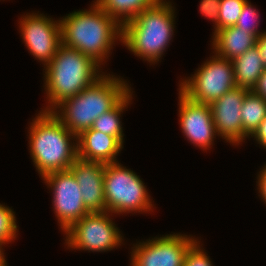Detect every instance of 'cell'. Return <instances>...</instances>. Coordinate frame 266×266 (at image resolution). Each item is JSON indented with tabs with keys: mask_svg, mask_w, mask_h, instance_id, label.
I'll return each instance as SVG.
<instances>
[{
	"mask_svg": "<svg viewBox=\"0 0 266 266\" xmlns=\"http://www.w3.org/2000/svg\"><path fill=\"white\" fill-rule=\"evenodd\" d=\"M60 23L62 44L90 56L100 65L110 56L114 42L122 39V26L95 2L88 10L62 17Z\"/></svg>",
	"mask_w": 266,
	"mask_h": 266,
	"instance_id": "obj_1",
	"label": "cell"
},
{
	"mask_svg": "<svg viewBox=\"0 0 266 266\" xmlns=\"http://www.w3.org/2000/svg\"><path fill=\"white\" fill-rule=\"evenodd\" d=\"M90 56L64 44L58 48L53 59L44 67V89L48 106L43 112H51L65 99L74 97L94 84L105 73Z\"/></svg>",
	"mask_w": 266,
	"mask_h": 266,
	"instance_id": "obj_2",
	"label": "cell"
},
{
	"mask_svg": "<svg viewBox=\"0 0 266 266\" xmlns=\"http://www.w3.org/2000/svg\"><path fill=\"white\" fill-rule=\"evenodd\" d=\"M130 90L121 77L104 74L74 97L62 101L51 113L78 136L90 129L98 117L111 110Z\"/></svg>",
	"mask_w": 266,
	"mask_h": 266,
	"instance_id": "obj_3",
	"label": "cell"
},
{
	"mask_svg": "<svg viewBox=\"0 0 266 266\" xmlns=\"http://www.w3.org/2000/svg\"><path fill=\"white\" fill-rule=\"evenodd\" d=\"M28 131L30 156L41 177L68 170L78 158L77 136L53 113L40 111Z\"/></svg>",
	"mask_w": 266,
	"mask_h": 266,
	"instance_id": "obj_4",
	"label": "cell"
},
{
	"mask_svg": "<svg viewBox=\"0 0 266 266\" xmlns=\"http://www.w3.org/2000/svg\"><path fill=\"white\" fill-rule=\"evenodd\" d=\"M174 13L170 1L160 0L122 26L121 43L140 59L159 62L174 35Z\"/></svg>",
	"mask_w": 266,
	"mask_h": 266,
	"instance_id": "obj_5",
	"label": "cell"
},
{
	"mask_svg": "<svg viewBox=\"0 0 266 266\" xmlns=\"http://www.w3.org/2000/svg\"><path fill=\"white\" fill-rule=\"evenodd\" d=\"M142 179L119 162L104 167L106 211L114 214L153 212L152 200Z\"/></svg>",
	"mask_w": 266,
	"mask_h": 266,
	"instance_id": "obj_6",
	"label": "cell"
},
{
	"mask_svg": "<svg viewBox=\"0 0 266 266\" xmlns=\"http://www.w3.org/2000/svg\"><path fill=\"white\" fill-rule=\"evenodd\" d=\"M210 58L193 76L183 79L178 89L190 100L208 105L236 87L232 60L215 53Z\"/></svg>",
	"mask_w": 266,
	"mask_h": 266,
	"instance_id": "obj_7",
	"label": "cell"
},
{
	"mask_svg": "<svg viewBox=\"0 0 266 266\" xmlns=\"http://www.w3.org/2000/svg\"><path fill=\"white\" fill-rule=\"evenodd\" d=\"M110 212H91L74 223L64 233L66 246L92 252L118 248L123 242L120 229L110 218Z\"/></svg>",
	"mask_w": 266,
	"mask_h": 266,
	"instance_id": "obj_8",
	"label": "cell"
},
{
	"mask_svg": "<svg viewBox=\"0 0 266 266\" xmlns=\"http://www.w3.org/2000/svg\"><path fill=\"white\" fill-rule=\"evenodd\" d=\"M191 235L167 234L132 247L131 266H183L188 249L198 240Z\"/></svg>",
	"mask_w": 266,
	"mask_h": 266,
	"instance_id": "obj_9",
	"label": "cell"
},
{
	"mask_svg": "<svg viewBox=\"0 0 266 266\" xmlns=\"http://www.w3.org/2000/svg\"><path fill=\"white\" fill-rule=\"evenodd\" d=\"M19 23L25 46L45 67L62 44L60 19L56 21L37 12L23 15Z\"/></svg>",
	"mask_w": 266,
	"mask_h": 266,
	"instance_id": "obj_10",
	"label": "cell"
},
{
	"mask_svg": "<svg viewBox=\"0 0 266 266\" xmlns=\"http://www.w3.org/2000/svg\"><path fill=\"white\" fill-rule=\"evenodd\" d=\"M42 179L53 191V209L63 232L90 213L83 203L81 189L69 169L46 174Z\"/></svg>",
	"mask_w": 266,
	"mask_h": 266,
	"instance_id": "obj_11",
	"label": "cell"
},
{
	"mask_svg": "<svg viewBox=\"0 0 266 266\" xmlns=\"http://www.w3.org/2000/svg\"><path fill=\"white\" fill-rule=\"evenodd\" d=\"M179 122L187 140L199 148L207 150L214 144L216 127L210 105L197 103L179 91Z\"/></svg>",
	"mask_w": 266,
	"mask_h": 266,
	"instance_id": "obj_12",
	"label": "cell"
},
{
	"mask_svg": "<svg viewBox=\"0 0 266 266\" xmlns=\"http://www.w3.org/2000/svg\"><path fill=\"white\" fill-rule=\"evenodd\" d=\"M248 92L235 87L210 104L217 136L235 146L242 142L241 106Z\"/></svg>",
	"mask_w": 266,
	"mask_h": 266,
	"instance_id": "obj_13",
	"label": "cell"
},
{
	"mask_svg": "<svg viewBox=\"0 0 266 266\" xmlns=\"http://www.w3.org/2000/svg\"><path fill=\"white\" fill-rule=\"evenodd\" d=\"M104 167V163L85 161L80 158H77L69 167L81 189L83 203L90 213L106 211Z\"/></svg>",
	"mask_w": 266,
	"mask_h": 266,
	"instance_id": "obj_14",
	"label": "cell"
},
{
	"mask_svg": "<svg viewBox=\"0 0 266 266\" xmlns=\"http://www.w3.org/2000/svg\"><path fill=\"white\" fill-rule=\"evenodd\" d=\"M122 149L123 144L116 137L92 128L77 136V156L85 161L104 164L118 162L116 156Z\"/></svg>",
	"mask_w": 266,
	"mask_h": 266,
	"instance_id": "obj_15",
	"label": "cell"
},
{
	"mask_svg": "<svg viewBox=\"0 0 266 266\" xmlns=\"http://www.w3.org/2000/svg\"><path fill=\"white\" fill-rule=\"evenodd\" d=\"M212 37L213 53L228 60L244 54L257 42L254 34L246 33L244 29H238L236 26L214 31Z\"/></svg>",
	"mask_w": 266,
	"mask_h": 266,
	"instance_id": "obj_16",
	"label": "cell"
},
{
	"mask_svg": "<svg viewBox=\"0 0 266 266\" xmlns=\"http://www.w3.org/2000/svg\"><path fill=\"white\" fill-rule=\"evenodd\" d=\"M236 87L252 91L265 66L257 45L232 60Z\"/></svg>",
	"mask_w": 266,
	"mask_h": 266,
	"instance_id": "obj_17",
	"label": "cell"
},
{
	"mask_svg": "<svg viewBox=\"0 0 266 266\" xmlns=\"http://www.w3.org/2000/svg\"><path fill=\"white\" fill-rule=\"evenodd\" d=\"M160 0H95L102 10L123 26L143 10L156 5Z\"/></svg>",
	"mask_w": 266,
	"mask_h": 266,
	"instance_id": "obj_18",
	"label": "cell"
},
{
	"mask_svg": "<svg viewBox=\"0 0 266 266\" xmlns=\"http://www.w3.org/2000/svg\"><path fill=\"white\" fill-rule=\"evenodd\" d=\"M242 142L249 138L266 117V101L249 91L241 106Z\"/></svg>",
	"mask_w": 266,
	"mask_h": 266,
	"instance_id": "obj_19",
	"label": "cell"
},
{
	"mask_svg": "<svg viewBox=\"0 0 266 266\" xmlns=\"http://www.w3.org/2000/svg\"><path fill=\"white\" fill-rule=\"evenodd\" d=\"M130 90L111 110L103 113L98 117L92 129L100 131L104 134L116 137L122 144L124 142V134L121 120V113L131 104L133 91Z\"/></svg>",
	"mask_w": 266,
	"mask_h": 266,
	"instance_id": "obj_20",
	"label": "cell"
},
{
	"mask_svg": "<svg viewBox=\"0 0 266 266\" xmlns=\"http://www.w3.org/2000/svg\"><path fill=\"white\" fill-rule=\"evenodd\" d=\"M248 0H220L217 30L235 26Z\"/></svg>",
	"mask_w": 266,
	"mask_h": 266,
	"instance_id": "obj_21",
	"label": "cell"
},
{
	"mask_svg": "<svg viewBox=\"0 0 266 266\" xmlns=\"http://www.w3.org/2000/svg\"><path fill=\"white\" fill-rule=\"evenodd\" d=\"M15 212L13 209L0 204V243L3 245L9 244L16 240L18 226L16 223Z\"/></svg>",
	"mask_w": 266,
	"mask_h": 266,
	"instance_id": "obj_22",
	"label": "cell"
},
{
	"mask_svg": "<svg viewBox=\"0 0 266 266\" xmlns=\"http://www.w3.org/2000/svg\"><path fill=\"white\" fill-rule=\"evenodd\" d=\"M253 7L254 6L251 2L249 3V1L244 4L235 26L238 27V29H244L246 33L254 34L258 38L263 32H260V30L258 31L260 23L259 12Z\"/></svg>",
	"mask_w": 266,
	"mask_h": 266,
	"instance_id": "obj_23",
	"label": "cell"
},
{
	"mask_svg": "<svg viewBox=\"0 0 266 266\" xmlns=\"http://www.w3.org/2000/svg\"><path fill=\"white\" fill-rule=\"evenodd\" d=\"M200 241H196L187 251L183 266H213L210 256L204 252ZM202 247V248H201Z\"/></svg>",
	"mask_w": 266,
	"mask_h": 266,
	"instance_id": "obj_24",
	"label": "cell"
},
{
	"mask_svg": "<svg viewBox=\"0 0 266 266\" xmlns=\"http://www.w3.org/2000/svg\"><path fill=\"white\" fill-rule=\"evenodd\" d=\"M219 4L220 0H201L199 6L200 13L207 19H210L214 22V31H217Z\"/></svg>",
	"mask_w": 266,
	"mask_h": 266,
	"instance_id": "obj_25",
	"label": "cell"
},
{
	"mask_svg": "<svg viewBox=\"0 0 266 266\" xmlns=\"http://www.w3.org/2000/svg\"><path fill=\"white\" fill-rule=\"evenodd\" d=\"M250 137H254V140H256L259 145L266 148V117Z\"/></svg>",
	"mask_w": 266,
	"mask_h": 266,
	"instance_id": "obj_26",
	"label": "cell"
},
{
	"mask_svg": "<svg viewBox=\"0 0 266 266\" xmlns=\"http://www.w3.org/2000/svg\"><path fill=\"white\" fill-rule=\"evenodd\" d=\"M256 183H258V190L263 199V202L266 204V164L262 168V170L259 172L258 177H257Z\"/></svg>",
	"mask_w": 266,
	"mask_h": 266,
	"instance_id": "obj_27",
	"label": "cell"
},
{
	"mask_svg": "<svg viewBox=\"0 0 266 266\" xmlns=\"http://www.w3.org/2000/svg\"><path fill=\"white\" fill-rule=\"evenodd\" d=\"M252 92L261 96L266 101V69L260 75Z\"/></svg>",
	"mask_w": 266,
	"mask_h": 266,
	"instance_id": "obj_28",
	"label": "cell"
},
{
	"mask_svg": "<svg viewBox=\"0 0 266 266\" xmlns=\"http://www.w3.org/2000/svg\"><path fill=\"white\" fill-rule=\"evenodd\" d=\"M256 45L260 51L266 69V31H263V33L257 38Z\"/></svg>",
	"mask_w": 266,
	"mask_h": 266,
	"instance_id": "obj_29",
	"label": "cell"
},
{
	"mask_svg": "<svg viewBox=\"0 0 266 266\" xmlns=\"http://www.w3.org/2000/svg\"><path fill=\"white\" fill-rule=\"evenodd\" d=\"M3 244L0 243V266H5L7 265L6 262V258L4 256V252H3V248H2Z\"/></svg>",
	"mask_w": 266,
	"mask_h": 266,
	"instance_id": "obj_30",
	"label": "cell"
}]
</instances>
